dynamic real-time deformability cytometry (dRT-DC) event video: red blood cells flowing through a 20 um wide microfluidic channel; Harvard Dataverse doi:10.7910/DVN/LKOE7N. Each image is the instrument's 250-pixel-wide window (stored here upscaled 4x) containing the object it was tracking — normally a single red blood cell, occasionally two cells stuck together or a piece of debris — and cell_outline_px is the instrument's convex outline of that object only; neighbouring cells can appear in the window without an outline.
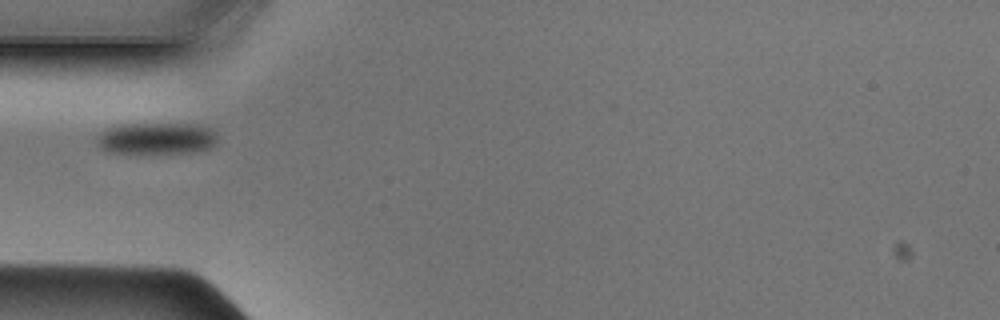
{"species": "Egyptian fruit bat (a non-hibernating species)", "species_latin": "Rousettus aegyptiacus", "temperature_condition": "cold", "stored_images_in_passage": 28, "camera_frame_rate_fps": 3000, "um_per_image_px": 0.085, "animal": {"sex": "male"}, "frame": {"image": 1, "passage_image": 1, "time_ms": 0.0, "image_size_px": [1000, 320], "cell_outline_px": [[216, 140], [208, 148], [196, 152], [112, 152], [100, 148], [96, 140], [104, 128], [116, 124], [196, 124], [212, 128], [216, 136]], "centroid_in_image_um": [13.28, 11.73], "position_along_channel_um": 71.7, "area_um2": 22.02}}
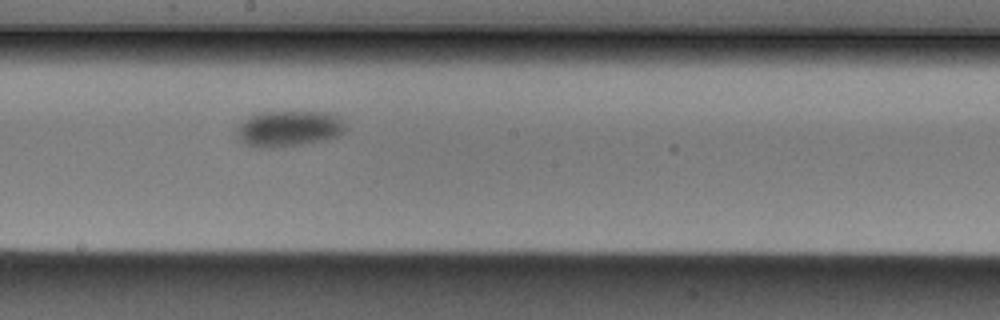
{"frame": {"image": 2, "passage_image": 12, "time_ms": 3.667, "image_size_px": [1000, 320], "cell_outline_px": [[348, 128], [344, 132], [336, 136], [324, 140], [300, 144], [272, 148], [248, 144], [240, 140], [236, 136], [236, 128], [252, 112], [328, 112], [340, 116]], "centroid_in_image_um": [24.57, 10.9], "position_along_channel_um": 223.6, "area_um2": 22.83}}
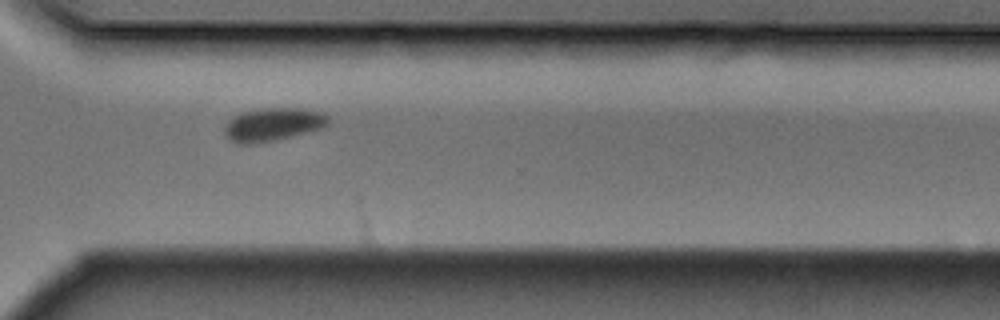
{"frame": {"image": 3, "passage_image": 21, "time_ms": 6.667, "image_size_px": [1000, 320], "cell_outline_px": [[328, 124], [324, 128], [276, 140], [252, 144], [236, 144], [224, 132], [224, 128], [228, 120], [232, 116], [244, 112], [264, 108], [304, 108], [320, 112], [328, 116]], "centroid_in_image_um": [23.21, 10.58], "position_along_channel_um": 347.4, "area_um2": 20.06}}